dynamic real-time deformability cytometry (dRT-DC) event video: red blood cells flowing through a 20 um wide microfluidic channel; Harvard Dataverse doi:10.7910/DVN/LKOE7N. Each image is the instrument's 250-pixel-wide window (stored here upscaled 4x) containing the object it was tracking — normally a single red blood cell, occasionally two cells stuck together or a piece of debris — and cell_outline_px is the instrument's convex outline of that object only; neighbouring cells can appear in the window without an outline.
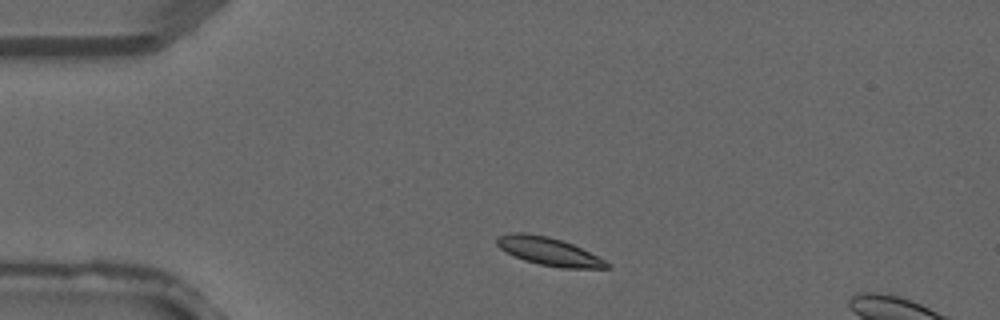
{"species": "common noctule bat (a hibernating species)", "species_latin": "Nyctalus noctula", "temperature_condition": "warm", "stored_images_in_passage": 2, "segment_of_instrument_passage": [1, 2], "camera_frame_rate_fps": 3000, "um_per_image_px": 0.085, "animal": {"sex": "male", "forearm_length_mm": 52.5}, "frame": {"image": 1, "passage_image": 1, "time_ms": 0.0, "image_size_px": [1000, 320], "cell_outline_px": [[612, 268], [560, 268], [540, 264], [524, 260], [500, 248], [496, 244], [496, 236], [508, 232], [524, 232], [548, 236], [572, 244], [612, 264]], "centroid_in_image_um": [46.62, 21.36], "position_along_channel_um": 38.4, "area_um2": 17.86}}